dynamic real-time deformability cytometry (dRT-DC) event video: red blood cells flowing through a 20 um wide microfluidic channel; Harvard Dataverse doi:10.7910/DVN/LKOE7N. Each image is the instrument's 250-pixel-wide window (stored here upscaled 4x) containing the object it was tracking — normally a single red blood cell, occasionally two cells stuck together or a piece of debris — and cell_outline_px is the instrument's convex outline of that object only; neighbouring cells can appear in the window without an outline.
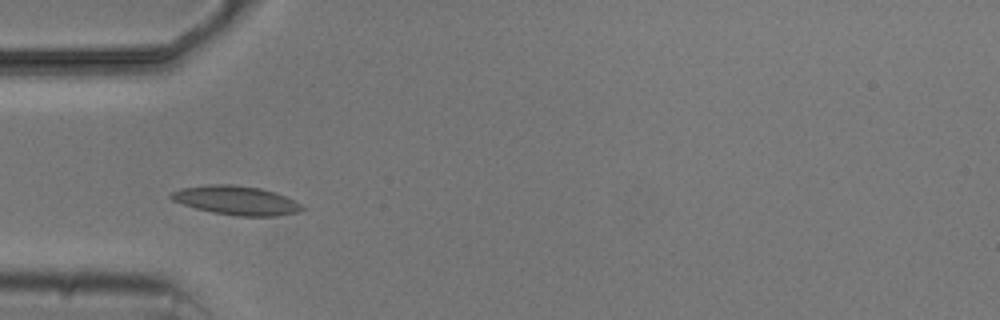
{"species": "common noctule bat (a hibernating species)", "species_latin": "Nyctalus noctula", "temperature_condition": "cold", "stored_images_in_passage": 4, "camera_frame_rate_fps": 3000, "um_per_image_px": 0.085, "animal": {"sex": "male", "body_mass_g": 20.5, "forearm_length_mm": 52.5}, "frame": {"image": 1, "passage_image": 4, "time_ms": 4.0, "image_size_px": [1000, 320], "cell_outline_px": [[308, 208], [300, 212], [276, 216], [236, 216], [212, 212], [196, 208], [172, 200], [168, 196], [172, 192], [180, 188], [212, 184], [232, 184], [260, 188], [276, 192]], "centroid_in_image_um": [20.1, 17.03], "position_along_channel_um": 64.9, "area_um2": 22.14}}